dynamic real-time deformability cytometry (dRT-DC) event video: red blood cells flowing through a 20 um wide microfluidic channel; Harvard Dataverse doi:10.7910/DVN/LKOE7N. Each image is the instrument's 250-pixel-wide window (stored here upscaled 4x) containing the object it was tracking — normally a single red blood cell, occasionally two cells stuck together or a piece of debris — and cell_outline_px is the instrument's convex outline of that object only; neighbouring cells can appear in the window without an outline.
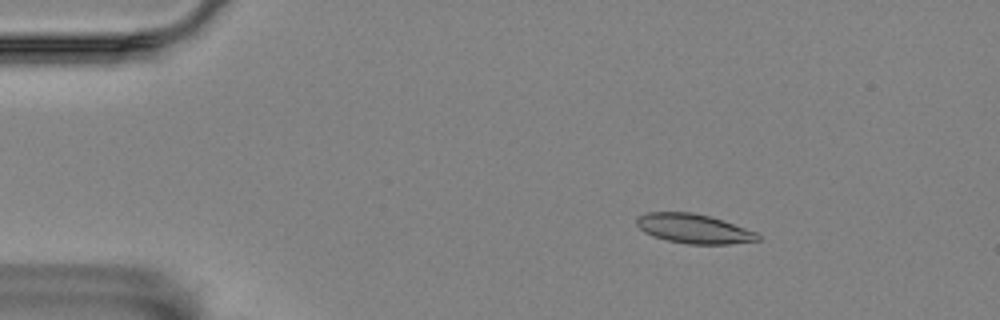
{"species": "Egyptian fruit bat (a non-hibernating species)", "species_latin": "Rousettus aegyptiacus", "temperature_condition": "room temperature", "stored_images_in_passage": 55, "camera_frame_rate_fps": 3000, "um_per_image_px": 0.085, "animal": {"sex": "female"}, "frame": {"image": 1, "passage_image": 7, "time_ms": 2.0, "image_size_px": [1000, 320], "cell_outline_px": [[760, 240], [728, 244], [688, 244], [668, 240], [652, 236], [644, 232], [636, 224], [636, 220], [640, 216], [648, 212], [692, 212], [708, 216], [756, 232], [760, 236]], "centroid_in_image_um": [58.94, 19.44], "position_along_channel_um": 26.1, "area_um2": 20.4}}
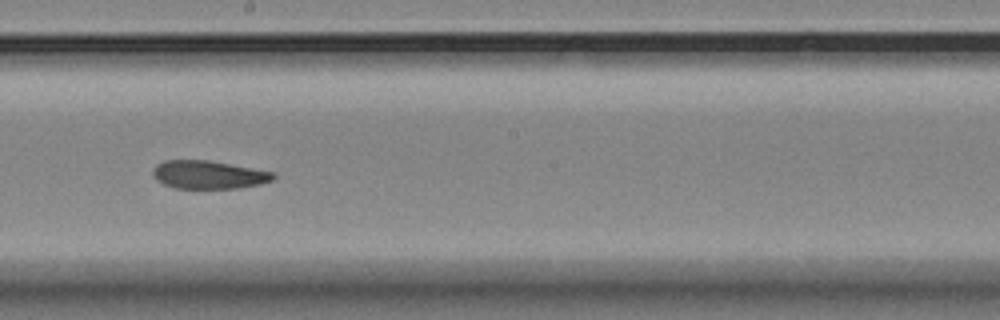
{"frame": {"image": 2, "passage_image": 30, "time_ms": 9.667, "image_size_px": [1000, 320], "cell_outline_px": [[276, 176], [272, 180], [260, 184], [240, 188], [172, 188], [156, 180], [152, 176], [152, 168], [156, 164], [164, 160], [208, 160], [276, 172]], "centroid_in_image_um": [17.71, 14.85], "position_along_channel_um": 230.5, "area_um2": 20.0}}
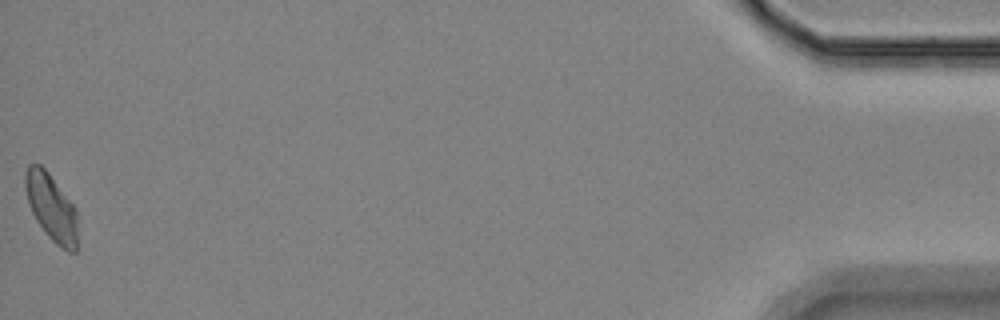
{"frame": {"image": 3, "passage_image": 55, "time_ms": 18.0, "image_size_px": [1000, 320], "cell_outline_px": [[76, 252], [68, 252], [60, 248], [48, 236], [36, 220], [28, 204], [24, 184], [24, 176], [28, 164], [40, 164], [48, 172], [76, 208]], "centroid_in_image_um": [4.34, 17.62], "position_along_channel_um": 430.9, "area_um2": 20.35}, "authors_computed_cell_mechanics": {"area_um2": 20.9236, "velocity_mm_per_s": 3.512, "shape_relaxation_time_tau1_ms": null, "shape_relaxation_time_tau2_ms": 4.739, "deformation_change_tau1": null, "deformation_change_tau2": 0.1079}}